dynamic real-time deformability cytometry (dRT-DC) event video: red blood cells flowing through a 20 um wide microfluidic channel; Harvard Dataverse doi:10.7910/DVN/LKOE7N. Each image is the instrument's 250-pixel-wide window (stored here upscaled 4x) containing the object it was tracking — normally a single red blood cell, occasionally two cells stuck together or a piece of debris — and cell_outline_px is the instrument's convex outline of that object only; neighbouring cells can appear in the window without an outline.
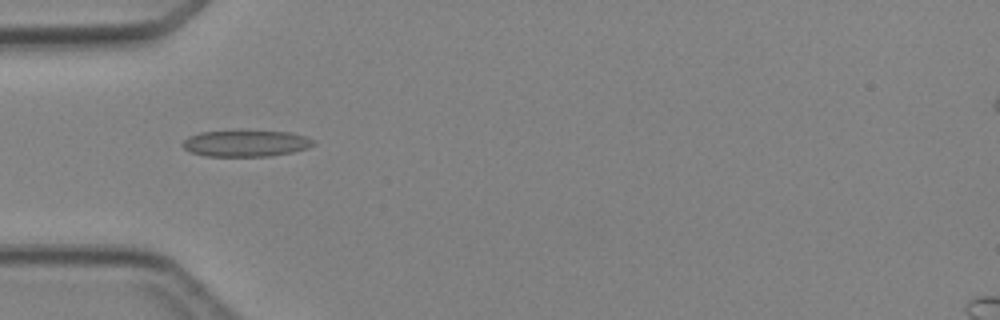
{"species": "Egyptian fruit bat (a non-hibernating species)", "species_latin": "Rousettus aegyptiacus", "temperature_condition": "cold", "stored_images_in_passage": 1, "camera_frame_rate_fps": 3000, "um_per_image_px": 0.085, "animal": {"sex": "female"}, "frame": {"image": 1, "passage_image": 1, "time_ms": 0.0, "image_size_px": [1000, 320], "cell_outline_px": [[316, 144], [308, 148], [292, 152], [268, 156], [204, 156], [192, 152], [184, 148], [180, 144], [188, 136], [200, 132], [240, 128], [292, 132], [316, 140]], "centroid_in_image_um": [20.9, 12.13], "position_along_channel_um": 64.1, "area_um2": 21.15}}